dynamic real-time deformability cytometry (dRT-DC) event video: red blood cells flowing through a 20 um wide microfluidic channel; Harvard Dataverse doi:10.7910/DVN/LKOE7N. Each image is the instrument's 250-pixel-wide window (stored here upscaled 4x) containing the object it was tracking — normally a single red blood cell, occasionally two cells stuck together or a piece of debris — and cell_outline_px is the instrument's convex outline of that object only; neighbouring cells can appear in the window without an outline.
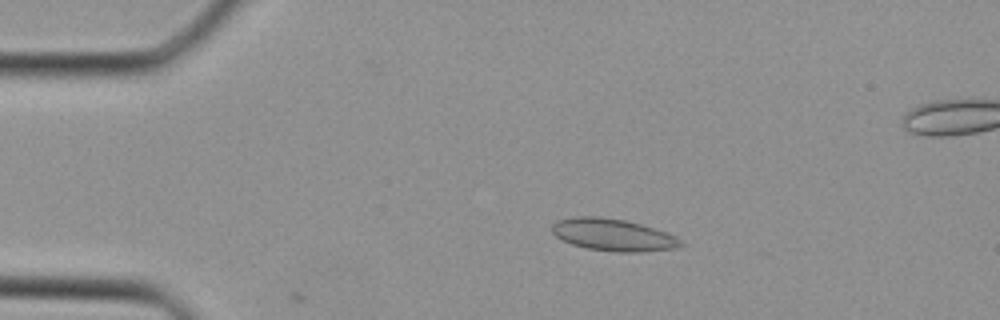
{"species": "Egyptian fruit bat (a non-hibernating species)", "species_latin": "Rousettus aegyptiacus", "temperature_condition": "cold", "stored_images_in_passage": 8, "camera_frame_rate_fps": 3000, "um_per_image_px": 0.085, "animal": {"sex": "female"}, "frame": {"image": 1, "passage_image": 7, "time_ms": 2.0, "image_size_px": [1000, 320], "cell_outline_px": [[684, 244], [676, 248], [640, 252], [616, 252], [588, 248], [572, 244], [556, 236], [552, 232], [552, 224], [556, 220], [576, 216], [596, 216], [624, 220], [640, 224], [668, 232], [676, 236]], "centroid_in_image_um": [52.12, 19.96], "position_along_channel_um": 32.9, "area_um2": 24.04}}